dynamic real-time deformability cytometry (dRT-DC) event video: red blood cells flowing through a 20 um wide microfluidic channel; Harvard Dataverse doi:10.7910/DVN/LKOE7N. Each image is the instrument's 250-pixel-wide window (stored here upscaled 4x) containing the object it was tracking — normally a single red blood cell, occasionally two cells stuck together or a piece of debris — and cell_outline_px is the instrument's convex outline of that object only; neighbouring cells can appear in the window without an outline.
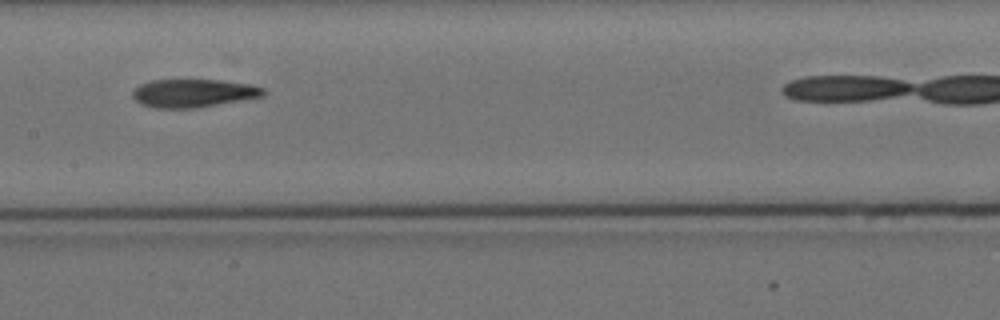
{"species": "Egyptian fruit bat (a non-hibernating species)", "species_latin": "Rousettus aegyptiacus", "temperature_condition": "cold", "stored_images_in_passage": 8, "camera_frame_rate_fps": 3000, "um_per_image_px": 0.085, "animal": {"sex": "female"}, "frame": {"image": 1, "passage_image": 4, "time_ms": 3.333, "image_size_px": [1000, 320], "cell_outline_px": [[268, 92], [264, 96], [192, 108], [156, 108], [140, 104], [132, 96], [132, 92], [140, 84], [148, 80], [220, 80], [248, 84], [264, 88]], "centroid_in_image_um": [16.42, 7.91], "position_along_channel_um": 191.0, "area_um2": 21.33}}